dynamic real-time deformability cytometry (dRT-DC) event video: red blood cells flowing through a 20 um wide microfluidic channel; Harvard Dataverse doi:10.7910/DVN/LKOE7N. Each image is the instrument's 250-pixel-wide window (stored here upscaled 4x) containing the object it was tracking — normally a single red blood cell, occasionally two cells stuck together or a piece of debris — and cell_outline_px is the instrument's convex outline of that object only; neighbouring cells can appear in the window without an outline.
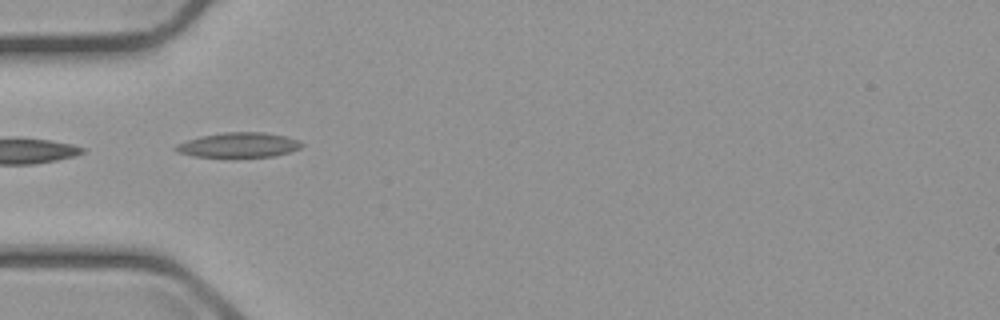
{"species": "common noctule bat (a hibernating species)", "species_latin": "Nyctalus noctula", "temperature_condition": "cold", "stored_images_in_passage": 10, "camera_frame_rate_fps": 3000, "um_per_image_px": 0.085, "animal": {"sex": "male", "body_mass_g": 23.1, "forearm_length_mm": 52.7}, "frame": {"image": 1, "passage_image": 1, "time_ms": 0.0, "image_size_px": [1000, 320], "cell_outline_px": [[304, 144], [300, 148], [276, 156], [232, 160], [192, 156], [176, 152], [172, 148], [176, 144], [200, 136], [224, 132], [264, 132], [288, 136], [300, 140]], "centroid_in_image_um": [20.27, 12.37], "position_along_channel_um": 64.7, "area_um2": 19.42}}
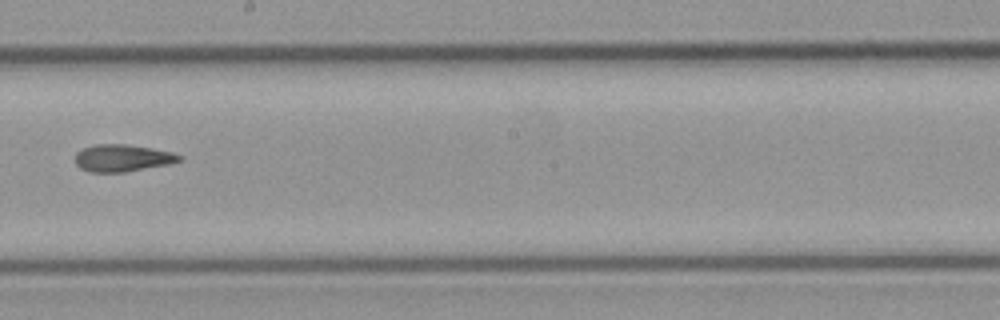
{"frame": {"image": 2, "passage_image": 5, "time_ms": 4.667, "image_size_px": [1000, 320], "cell_outline_px": [[184, 160], [168, 164], [124, 172], [88, 172], [80, 168], [76, 164], [76, 152], [80, 148], [96, 144], [124, 144], [152, 148], [172, 152], [184, 156]], "centroid_in_image_um": [10.41, 13.43], "position_along_channel_um": 237.8, "area_um2": 16.59}}
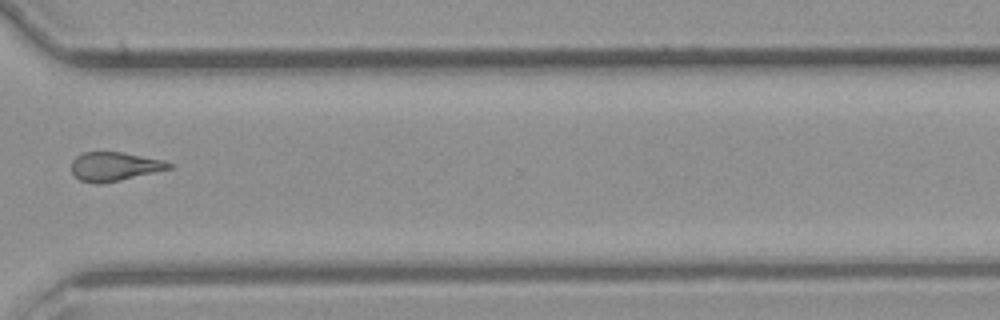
{"frame": {"image": 3, "passage_image": 8, "time_ms": 8.0, "image_size_px": [1000, 320], "cell_outline_px": [[172, 168], [120, 180], [100, 184], [96, 184], [80, 180], [72, 172], [72, 160], [76, 156], [84, 152], [124, 152], [164, 160], [172, 164]], "centroid_in_image_um": [9.73, 14.14], "position_along_channel_um": 360.9, "area_um2": 16.36}, "authors_computed_cell_mechanics": {"area_um2": 16.5019, "velocity_mm_per_s": 3.7032, "shape_relaxation_time_tau1_ms": null, "shape_relaxation_time_tau2_ms": 4.2025, "deformation_change_tau1": null, "deformation_change_tau2": 0.1279}}